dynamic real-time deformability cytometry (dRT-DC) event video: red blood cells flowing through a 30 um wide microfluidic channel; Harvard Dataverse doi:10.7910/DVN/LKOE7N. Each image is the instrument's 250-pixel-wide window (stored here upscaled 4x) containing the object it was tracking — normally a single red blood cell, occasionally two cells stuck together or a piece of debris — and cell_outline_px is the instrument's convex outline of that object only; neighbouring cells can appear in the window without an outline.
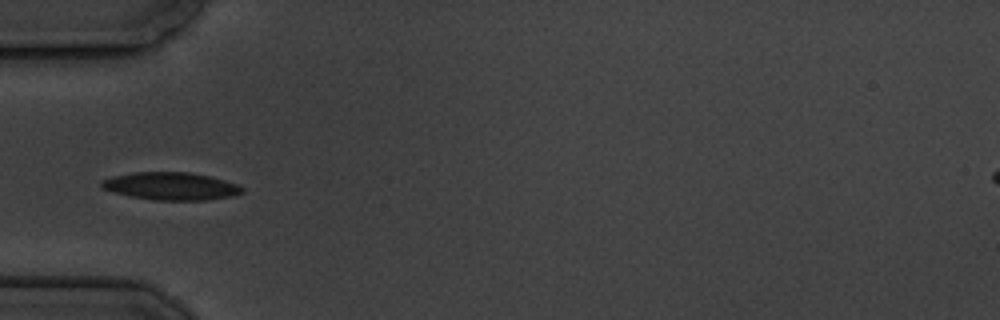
{"species": "common noctule bat (a hibernating species)", "species_latin": "Nyctalus noctula", "temperature_condition": "cold", "stored_images_in_passage": 10, "camera_frame_rate_fps": 3000, "um_per_image_px": 0.085, "animal": {"sex": "male", "body_mass_g": 19.5, "forearm_length_mm": 54.6}, "frame": {"image": 1, "passage_image": 5, "time_ms": 5.667, "image_size_px": [1000, 320], "cell_outline_px": [[244, 192], [236, 196], [208, 200], [156, 200], [128, 196], [112, 192], [104, 188], [100, 184], [100, 180], [112, 176], [136, 172], [188, 172], [208, 176], [224, 180], [236, 184], [244, 188]], "centroid_in_image_um": [14.54, 15.83], "position_along_channel_um": 70.5, "area_um2": 22.77}}
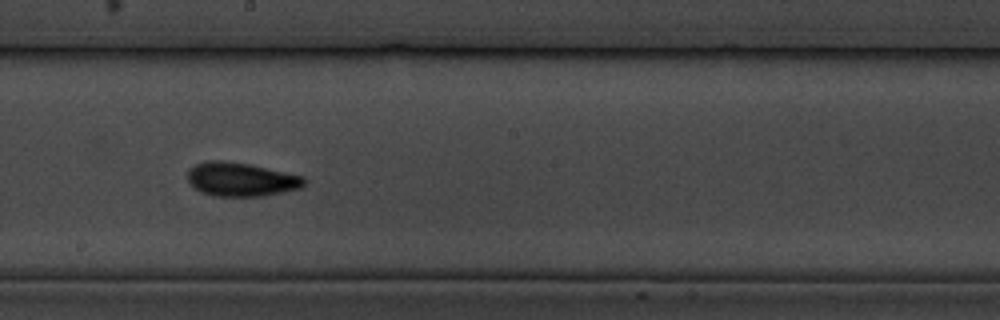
{"frame": {"image": 2, "passage_image": 9, "time_ms": 10.333, "image_size_px": [1000, 320], "cell_outline_px": [[304, 184], [300, 188], [284, 192], [264, 196], [212, 196], [200, 192], [188, 180], [188, 168], [196, 164], [208, 160], [220, 160], [248, 164], [304, 176]], "centroid_in_image_um": [20.47, 15.25], "position_along_channel_um": 227.7, "area_um2": 22.89}}
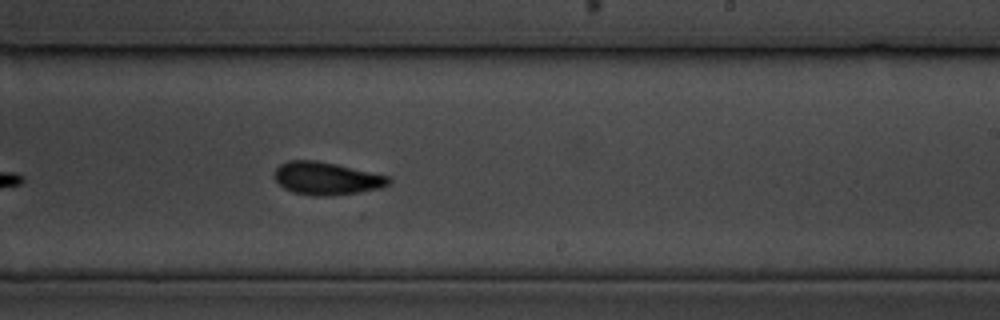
{"frame": {"image": 3, "passage_image": 10, "time_ms": 11.333, "image_size_px": [1000, 320], "cell_outline_px": [[392, 180], [388, 184], [380, 188], [360, 192], [332, 196], [312, 196], [292, 192], [284, 188], [272, 176], [276, 168], [280, 164], [288, 160], [316, 160], [336, 164], [388, 176]], "centroid_in_image_um": [27.72, 15.17], "position_along_channel_um": 261.3, "area_um2": 21.91}}